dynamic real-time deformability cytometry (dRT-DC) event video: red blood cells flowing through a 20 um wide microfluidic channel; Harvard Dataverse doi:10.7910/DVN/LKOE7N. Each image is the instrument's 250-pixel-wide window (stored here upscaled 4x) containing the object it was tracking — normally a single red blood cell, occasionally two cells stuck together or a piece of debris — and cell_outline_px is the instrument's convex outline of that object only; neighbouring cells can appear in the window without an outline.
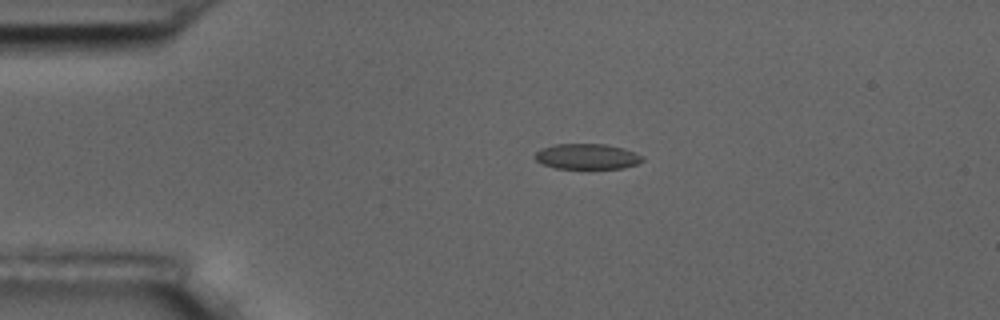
{"species": "common noctule bat (a hibernating species)", "species_latin": "Nyctalus noctula", "temperature_condition": "room temperature", "stored_images_in_passage": 4, "camera_frame_rate_fps": 3000, "um_per_image_px": 0.085, "animal": {"sex": "male", "body_mass_g": 17.5, "forearm_length_mm": 52.3}, "frame": {"image": 1, "passage_image": 3, "time_ms": 3.0, "image_size_px": [1000, 320], "cell_outline_px": [[644, 160], [636, 164], [624, 168], [556, 168], [544, 164], [536, 160], [532, 156], [540, 148], [556, 144], [604, 144], [624, 148], [644, 156]], "centroid_in_image_um": [49.9, 13.29], "position_along_channel_um": 35.1, "area_um2": 15.95}}